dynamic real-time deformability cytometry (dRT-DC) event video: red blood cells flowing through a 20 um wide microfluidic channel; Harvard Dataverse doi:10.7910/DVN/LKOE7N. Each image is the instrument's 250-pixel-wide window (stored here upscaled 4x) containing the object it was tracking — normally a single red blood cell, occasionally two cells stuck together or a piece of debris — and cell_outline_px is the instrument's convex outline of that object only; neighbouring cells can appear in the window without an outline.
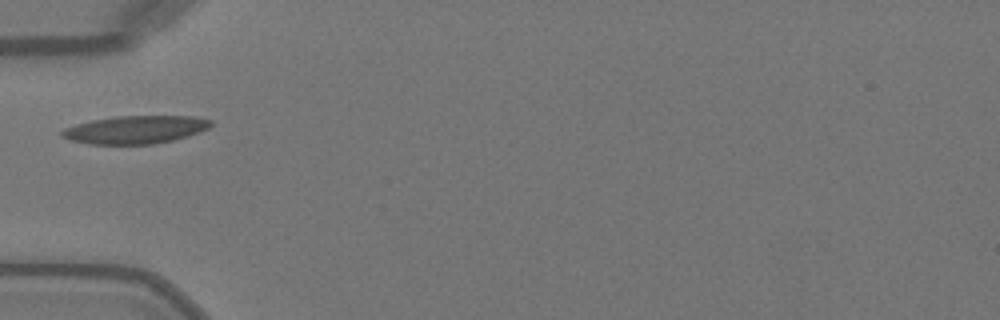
{"species": "Egyptian fruit bat (a non-hibernating species)", "species_latin": "Rousettus aegyptiacus", "temperature_condition": "warm", "stored_images_in_passage": 28, "camera_frame_rate_fps": 3000, "um_per_image_px": 0.085, "animal": {"sex": "female"}, "frame": {"image": 1, "passage_image": 1, "time_ms": 0.0, "image_size_px": [1000, 320], "cell_outline_px": [[212, 124], [208, 128], [200, 132], [188, 136], [172, 140], [152, 144], [88, 144], [72, 140], [60, 136], [60, 132], [64, 128], [76, 124], [92, 120], [116, 116], [192, 116], [212, 120]], "centroid_in_image_um": [11.5, 11.02], "position_along_channel_um": 73.5, "area_um2": 24.22}}
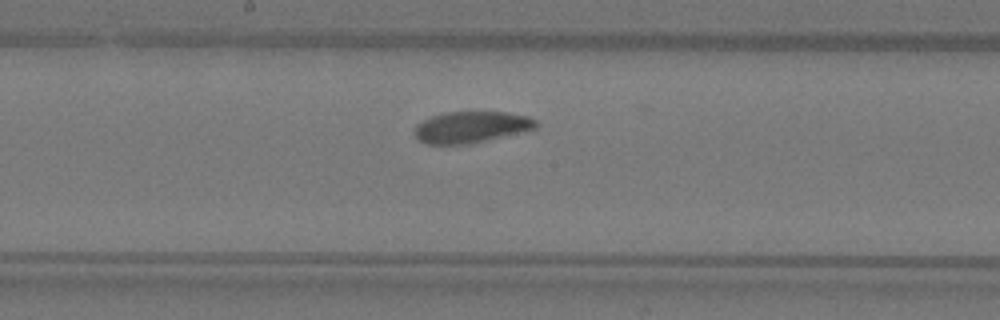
{"frame": {"image": 2, "passage_image": 11, "time_ms": 3.333, "image_size_px": [1000, 320], "cell_outline_px": [[540, 124], [536, 128], [472, 144], [424, 144], [416, 136], [416, 124], [432, 116], [444, 112], [508, 112], [528, 116], [536, 120]], "centroid_in_image_um": [40.08, 10.8], "position_along_channel_um": 208.1, "area_um2": 22.2}}
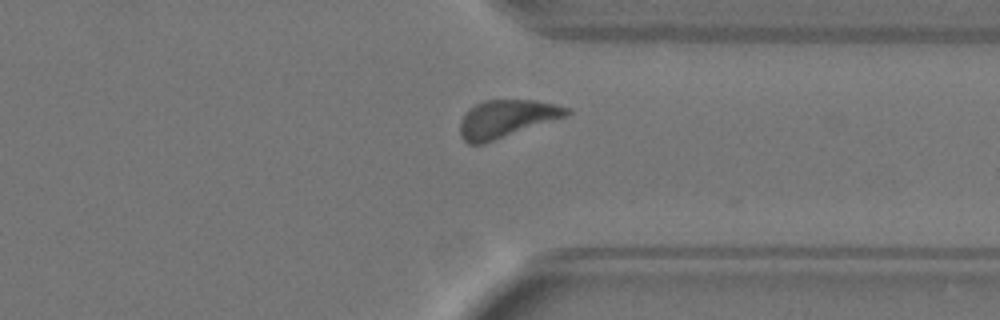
{"frame": {"image": 3, "passage_image": 23, "time_ms": 7.333, "image_size_px": [1000, 320], "cell_outline_px": [[572, 112], [564, 116], [484, 144], [468, 144], [460, 136], [460, 120], [464, 112], [468, 108], [484, 100], [536, 100], [572, 108]], "centroid_in_image_um": [42.99, 10.08], "position_along_channel_um": 368.4, "area_um2": 23.29}, "authors_computed_cell_mechanics": {"area_um2": 23.0333, "velocity_mm_per_s": 4.0238, "shape_relaxation_time_tau1_ms": 2.2134, "shape_relaxation_time_tau2_ms": null, "deformation_change_tau1": 0.0965, "deformation_change_tau2": null}}